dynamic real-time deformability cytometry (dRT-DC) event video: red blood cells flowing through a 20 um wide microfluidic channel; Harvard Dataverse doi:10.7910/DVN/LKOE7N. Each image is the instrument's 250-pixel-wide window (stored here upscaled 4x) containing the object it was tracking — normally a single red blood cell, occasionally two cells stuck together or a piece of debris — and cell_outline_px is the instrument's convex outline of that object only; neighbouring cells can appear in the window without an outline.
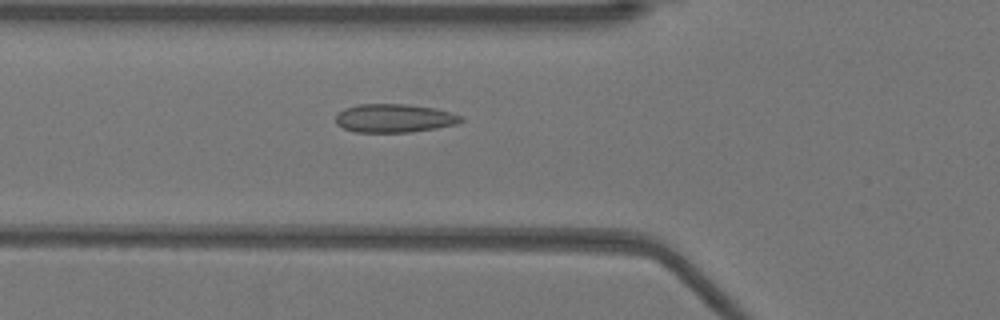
{"species": "Egyptian fruit bat (a non-hibernating species)", "species_latin": "Rousettus aegyptiacus", "temperature_condition": "warm", "stored_images_in_passage": 19, "camera_frame_rate_fps": 3000, "um_per_image_px": 0.085, "animal": {"sex": "female"}, "frame": {"image": 1, "passage_image": 2, "time_ms": 0.333, "image_size_px": [1000, 320], "cell_outline_px": [[464, 120], [456, 124], [436, 128], [412, 132], [356, 132], [344, 128], [336, 124], [336, 116], [344, 108], [360, 104], [408, 104], [436, 108], [464, 116]], "centroid_in_image_um": [33.55, 10.04], "position_along_channel_um": 92.3, "area_um2": 20.87}}
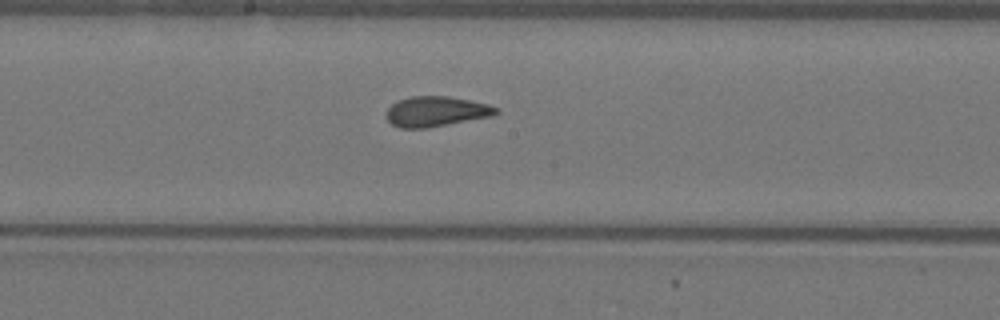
{"frame": {"image": 2, "passage_image": 11, "time_ms": 3.333, "image_size_px": [1000, 320], "cell_outline_px": [[500, 112], [492, 116], [424, 128], [400, 128], [392, 124], [384, 116], [384, 112], [392, 104], [400, 100], [412, 96], [448, 96], [488, 104], [500, 108]], "centroid_in_image_um": [37.06, 9.47], "position_along_channel_um": 211.1, "area_um2": 19.25}}
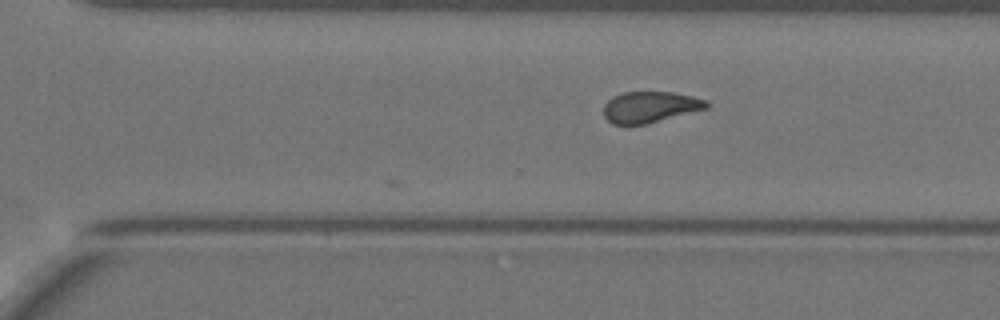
{"frame": {"image": 3, "passage_image": 19, "time_ms": 6.0, "image_size_px": [1000, 320], "cell_outline_px": [[708, 108], [644, 124], [612, 124], [604, 116], [604, 104], [612, 96], [624, 92], [672, 92], [692, 96], [708, 100]], "centroid_in_image_um": [55.24, 9.08], "position_along_channel_um": 315.4, "area_um2": 18.5}}